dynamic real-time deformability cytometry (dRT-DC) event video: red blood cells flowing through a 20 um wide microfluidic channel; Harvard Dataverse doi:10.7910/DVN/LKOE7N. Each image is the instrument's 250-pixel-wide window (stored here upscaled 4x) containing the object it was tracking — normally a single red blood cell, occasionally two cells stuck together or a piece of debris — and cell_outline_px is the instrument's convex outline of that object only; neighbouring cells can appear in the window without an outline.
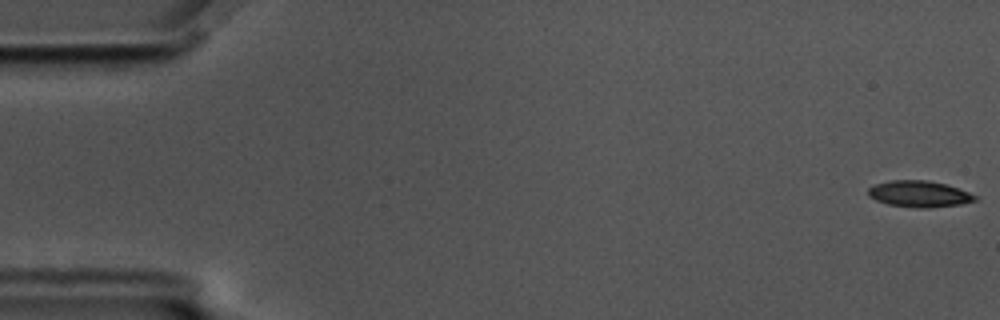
{"species": "common noctule bat (a hibernating species)", "species_latin": "Nyctalus noctula", "temperature_condition": "cold", "stored_images_in_passage": 18, "camera_frame_rate_fps": 3000, "um_per_image_px": 0.085, "animal": {"sex": "male", "body_mass_g": 17.5, "forearm_length_mm": 52.3}, "frame": {"image": 1, "passage_image": 1, "time_ms": 0.0, "image_size_px": [1000, 320], "cell_outline_px": [[980, 200], [960, 204], [928, 208], [916, 208], [888, 204], [876, 200], [868, 196], [868, 188], [876, 184], [888, 180], [928, 180], [944, 184], [980, 196]], "centroid_in_image_um": [78.15, 16.49], "position_along_channel_um": 6.8, "area_um2": 16.47}}